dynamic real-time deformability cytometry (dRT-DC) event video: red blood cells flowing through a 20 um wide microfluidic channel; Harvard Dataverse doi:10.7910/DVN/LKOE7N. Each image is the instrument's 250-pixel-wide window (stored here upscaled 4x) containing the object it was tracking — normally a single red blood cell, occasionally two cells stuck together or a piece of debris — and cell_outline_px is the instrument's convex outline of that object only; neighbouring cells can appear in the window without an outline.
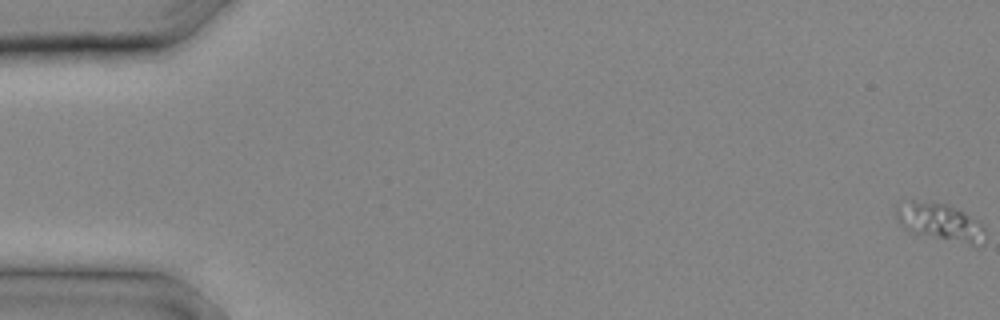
{"species": "common noctule bat (a hibernating species)", "species_latin": "Nyctalus noctula", "temperature_condition": "cold", "stored_images_in_passage": 16, "camera_frame_rate_fps": 3000, "um_per_image_px": 0.085, "animal": {"sex": "male", "body_mass_g": 20.4}, "frame": {"image": 1, "passage_image": 1, "time_ms": 0.0, "image_size_px": [1000, 320], "cell_outline_px": [[984, 228], [976, 240], [972, 244], [912, 232], [904, 228], [896, 216], [896, 204], [912, 200], [932, 200], [948, 204], [980, 220]], "centroid_in_image_um": [79.79, 18.76], "position_along_channel_um": 5.2, "area_um2": 18.73}}
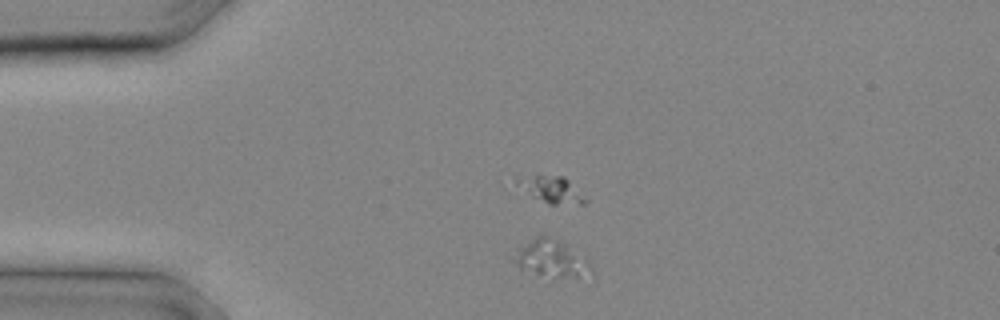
{"frame": {"image": 2, "passage_image": 7, "time_ms": 2.0, "image_size_px": [1000, 320], "cell_outline_px": [[592, 272], [576, 276], [552, 280], [516, 264], [512, 260], [520, 248], [536, 236], [548, 236], [568, 244], [588, 260], [592, 268]], "centroid_in_image_um": [46.91, 21.99], "position_along_channel_um": 38.1, "area_um2": 16.36}}
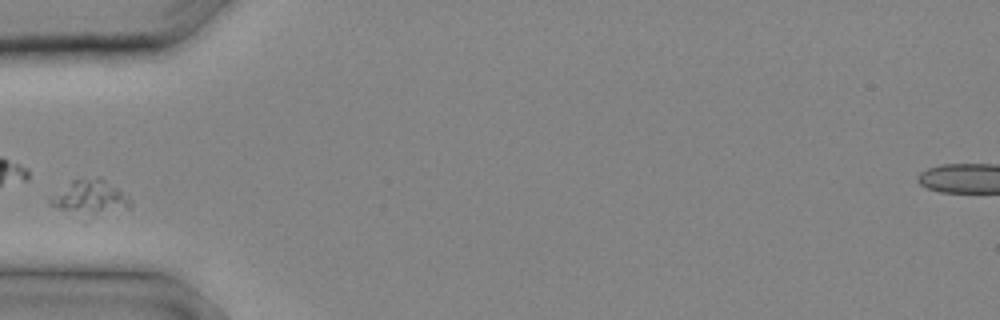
{"frame": {"image": 3, "passage_image": 10, "time_ms": 3.0, "image_size_px": [1000, 320], "cell_outline_px": [[132, 208], [96, 212], [60, 208], [48, 204], [48, 200], [72, 180], [96, 176], [100, 176], [116, 188], [132, 204]], "centroid_in_image_um": [7.65, 16.67], "position_along_channel_um": 77.3, "area_um2": 14.51}}